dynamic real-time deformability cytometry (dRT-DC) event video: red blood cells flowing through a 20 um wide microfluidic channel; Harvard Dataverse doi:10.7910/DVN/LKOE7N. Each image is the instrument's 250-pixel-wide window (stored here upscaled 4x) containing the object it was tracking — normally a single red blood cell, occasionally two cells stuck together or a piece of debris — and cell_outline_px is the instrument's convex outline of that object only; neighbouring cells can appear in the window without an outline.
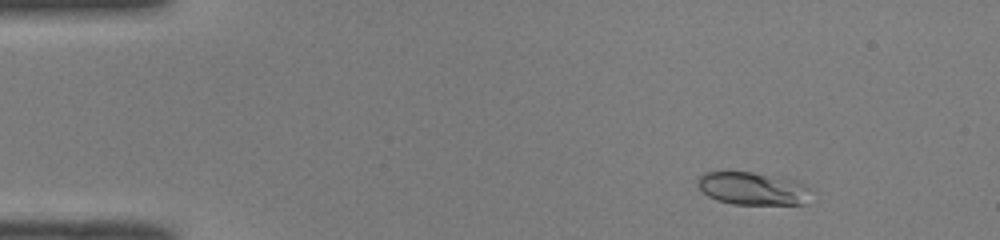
{"species": "common noctule bat (a hibernating species)", "species_latin": "Nyctalus noctula", "temperature_condition": "room temperature", "stored_images_in_passage": 48, "camera_frame_rate_fps": 3000, "um_per_image_px": 0.085, "animal": {"sex": "male", "body_mass_g": 19.0, "forearm_length_mm": 50.8}, "frame": {"image": 1, "passage_image": 5, "time_ms": 1.333, "image_size_px": [1000, 240], "cell_outline_px": [[808, 188], [804, 204], [732, 204], [716, 200], [708, 196], [696, 184], [700, 176], [704, 172], [752, 172], [796, 180], [804, 184]], "centroid_in_image_um": [63.91, 16.02], "position_along_channel_um": 21.1, "area_um2": 21.33}}
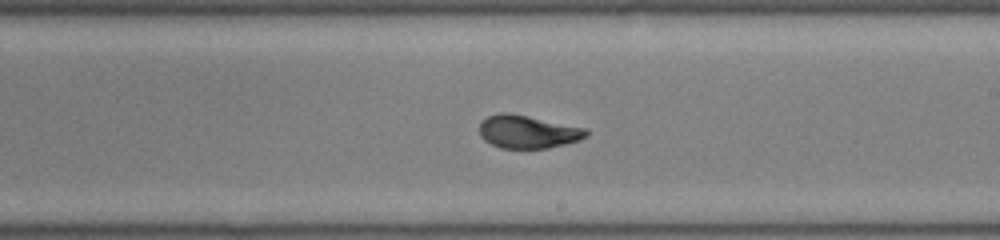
{"frame": {"image": 2, "passage_image": 28, "time_ms": 9.0, "image_size_px": [1000, 240], "cell_outline_px": [[588, 136], [580, 140], [548, 148], [500, 148], [484, 140], [480, 136], [480, 120], [488, 116], [500, 112], [508, 112], [588, 128]], "centroid_in_image_um": [44.87, 11.19], "position_along_channel_um": 244.1, "area_um2": 20.69}}
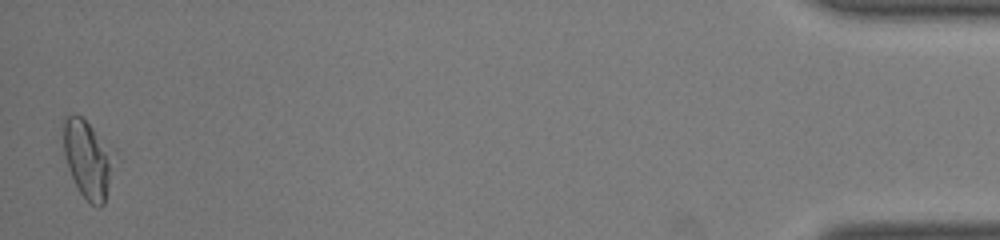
{"frame": {"image": 3, "passage_image": 48, "time_ms": 15.667, "image_size_px": [1000, 240], "cell_outline_px": [[112, 164], [104, 204], [100, 208], [96, 208], [80, 192], [68, 168], [64, 156], [64, 116], [68, 112], [72, 112], [80, 116], [92, 128], [112, 160]], "centroid_in_image_um": [7.36, 13.54], "position_along_channel_um": 427.8, "area_um2": 21.5}, "authors_computed_cell_mechanics": {"area_um2": 20.5768, "velocity_mm_per_s": 4.0812, "shape_relaxation_time_tau1_ms": 6.2025, "shape_relaxation_time_tau2_ms": 0.7104, "deformation_change_tau1": 0.213, "deformation_change_tau2": 0.0374}}